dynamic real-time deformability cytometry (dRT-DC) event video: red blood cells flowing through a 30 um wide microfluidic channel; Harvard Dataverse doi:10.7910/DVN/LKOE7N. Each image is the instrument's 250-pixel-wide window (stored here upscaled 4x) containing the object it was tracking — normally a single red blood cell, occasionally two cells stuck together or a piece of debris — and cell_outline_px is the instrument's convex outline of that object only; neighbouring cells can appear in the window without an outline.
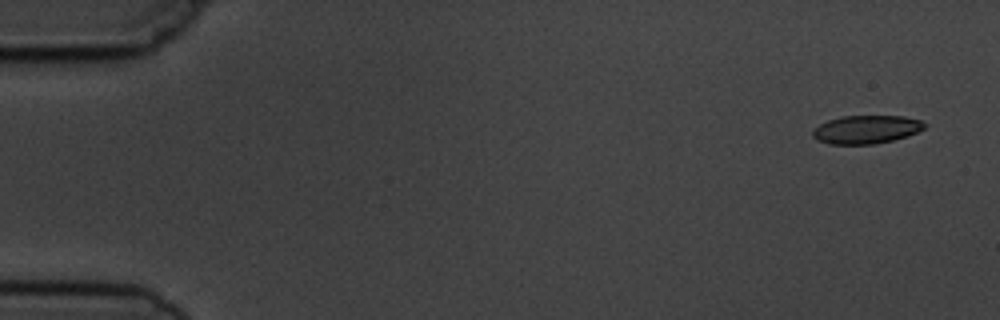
{"species": "common noctule bat (a hibernating species)", "species_latin": "Nyctalus noctula", "temperature_condition": "cold", "stored_images_in_passage": 4, "camera_frame_rate_fps": 3000, "um_per_image_px": 0.085, "animal": {"sex": "male", "body_mass_g": 19.5, "forearm_length_mm": 54.6}, "frame": {"image": 1, "passage_image": 1, "time_ms": 0.0, "image_size_px": [1000, 320], "cell_outline_px": [[928, 124], [924, 128], [908, 136], [876, 144], [828, 144], [816, 140], [812, 136], [812, 128], [828, 120], [840, 116], [904, 116], [920, 120]], "centroid_in_image_um": [73.6, 11.0], "position_along_channel_um": 11.4, "area_um2": 18.61}}
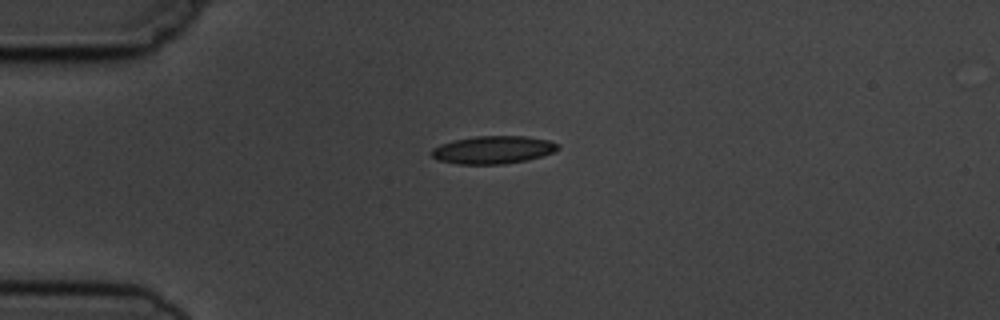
{"frame": {"image": 2, "passage_image": 4, "time_ms": 3.667, "image_size_px": [1000, 320], "cell_outline_px": [[560, 148], [552, 152], [528, 160], [504, 164], [456, 164], [440, 160], [432, 156], [432, 148], [440, 144], [452, 140], [476, 136], [524, 136], [548, 140], [560, 144]], "centroid_in_image_um": [41.91, 12.73], "position_along_channel_um": 43.1, "area_um2": 20.46}}